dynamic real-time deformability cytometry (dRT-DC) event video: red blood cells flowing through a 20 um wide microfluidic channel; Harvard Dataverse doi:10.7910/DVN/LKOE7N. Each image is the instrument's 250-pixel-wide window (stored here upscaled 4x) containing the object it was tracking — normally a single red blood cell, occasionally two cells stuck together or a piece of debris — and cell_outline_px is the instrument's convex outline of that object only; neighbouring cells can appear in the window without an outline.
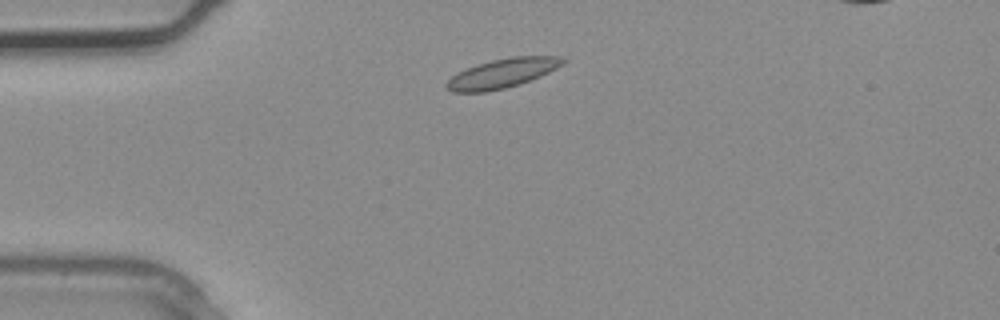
{"species": "common noctule bat (a hibernating species)", "species_latin": "Nyctalus noctula", "temperature_condition": "warm", "stored_images_in_passage": 1, "camera_frame_rate_fps": 3000, "um_per_image_px": 0.085, "animal": {"sex": "male", "body_mass_g": 20.4}, "frame": {"image": 1, "passage_image": 1, "time_ms": 0.0, "image_size_px": [1000, 320], "cell_outline_px": [[568, 60], [556, 68], [540, 76], [520, 84], [504, 88], [484, 92], [452, 92], [444, 88], [444, 84], [456, 72], [476, 64], [492, 60], [512, 56], [560, 56]], "centroid_in_image_um": [42.65, 6.23], "position_along_channel_um": 42.3, "area_um2": 19.94}}